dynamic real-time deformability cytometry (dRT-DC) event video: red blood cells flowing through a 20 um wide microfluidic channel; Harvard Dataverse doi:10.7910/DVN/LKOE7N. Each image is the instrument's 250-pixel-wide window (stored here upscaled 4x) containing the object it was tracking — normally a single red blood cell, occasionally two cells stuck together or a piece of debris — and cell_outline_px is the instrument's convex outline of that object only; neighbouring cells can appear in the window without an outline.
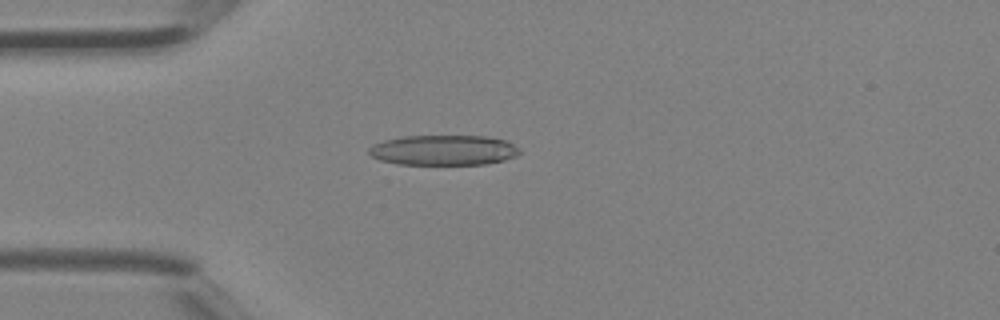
{"species": "Egyptian fruit bat (a non-hibernating species)", "species_latin": "Rousettus aegyptiacus", "temperature_condition": "room temperature", "stored_images_in_passage": 38, "camera_frame_rate_fps": 3000, "um_per_image_px": 0.085, "animal": {"sex": "female"}, "frame": {"image": 1, "passage_image": 8, "time_ms": 2.333, "image_size_px": [1000, 320], "cell_outline_px": [[520, 152], [516, 156], [504, 160], [484, 164], [396, 164], [380, 160], [372, 156], [368, 152], [368, 148], [372, 144], [384, 140], [404, 136], [488, 136], [504, 140], [520, 148]], "centroid_in_image_um": [37.68, 12.76], "position_along_channel_um": 47.3, "area_um2": 26.53}}
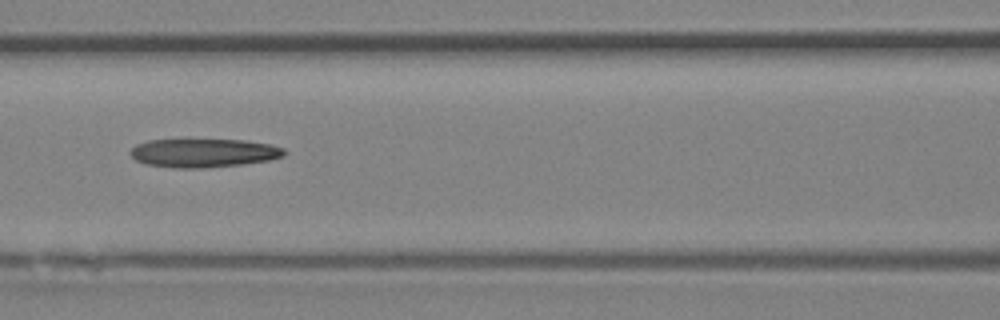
{"frame": {"image": 2, "passage_image": 15, "time_ms": 4.667, "image_size_px": [1000, 320], "cell_outline_px": [[284, 156], [268, 160], [240, 164], [204, 168], [176, 168], [144, 164], [136, 160], [128, 152], [136, 144], [148, 140], [244, 140], [272, 144], [284, 148]], "centroid_in_image_um": [17.28, 13.0], "position_along_channel_um": 149.3, "area_um2": 25.61}}
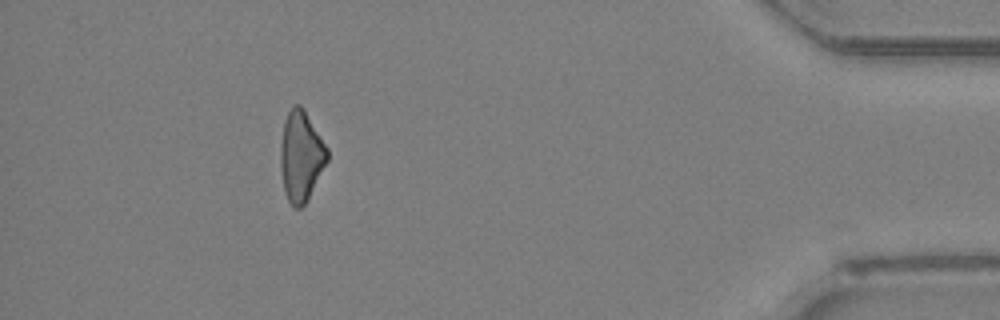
{"frame": {"image": 3, "passage_image": 34, "time_ms": 11.0, "image_size_px": [1000, 320], "cell_outline_px": [[328, 160], [308, 200], [300, 208], [292, 208], [284, 192], [280, 164], [280, 144], [284, 120], [292, 104], [300, 104], [304, 108], [328, 148]], "centroid_in_image_um": [25.58, 13.26], "position_along_channel_um": 409.6, "area_um2": 24.97}}